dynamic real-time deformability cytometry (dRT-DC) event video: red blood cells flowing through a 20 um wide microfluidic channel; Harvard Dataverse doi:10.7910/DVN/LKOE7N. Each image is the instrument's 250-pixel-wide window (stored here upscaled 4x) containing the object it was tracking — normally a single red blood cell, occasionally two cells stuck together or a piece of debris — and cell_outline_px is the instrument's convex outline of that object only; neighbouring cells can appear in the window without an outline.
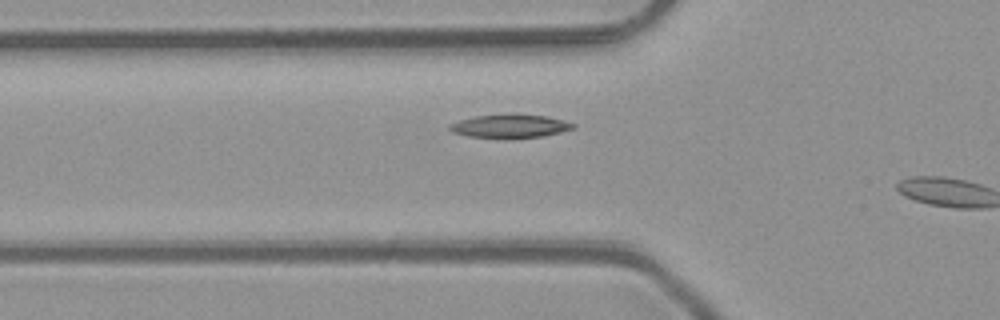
{"species": "common noctule bat (a hibernating species)", "species_latin": "Nyctalus noctula", "temperature_condition": "room temperature", "stored_images_in_passage": 7, "camera_frame_rate_fps": 3000, "um_per_image_px": 0.085, "animal": {"sex": "male", "body_mass_g": 23.1, "forearm_length_mm": 52.7}, "frame": {"image": 1, "passage_image": 2, "time_ms": 0.333, "image_size_px": [1000, 320], "cell_outline_px": [[564, 128], [552, 132], [528, 136], [484, 136], [464, 132], [492, 116], [532, 116], [552, 120]], "centroid_in_image_um": [43.73, 10.75], "position_along_channel_um": 82.1, "area_um2": 10.69}}
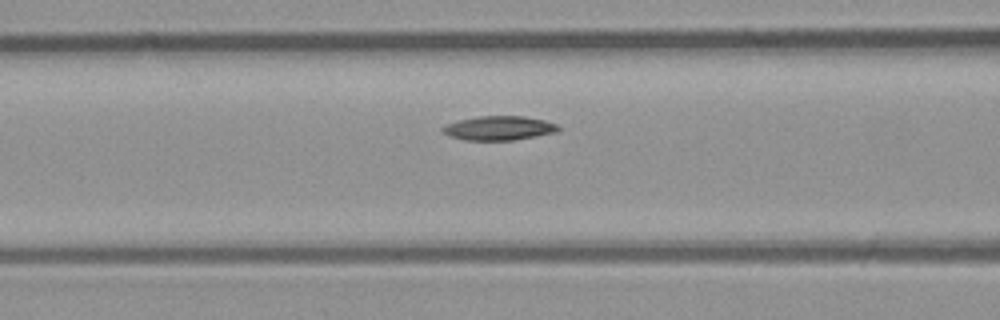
{"frame": {"image": 2, "passage_image": 5, "time_ms": 1.333, "image_size_px": [1000, 320], "cell_outline_px": [[556, 128], [544, 132], [524, 136], [492, 140], [484, 140], [460, 136], [452, 132], [476, 120], [532, 120], [548, 124]], "centroid_in_image_um": [42.66, 10.98], "position_along_channel_um": 123.9, "area_um2": 10.52}}